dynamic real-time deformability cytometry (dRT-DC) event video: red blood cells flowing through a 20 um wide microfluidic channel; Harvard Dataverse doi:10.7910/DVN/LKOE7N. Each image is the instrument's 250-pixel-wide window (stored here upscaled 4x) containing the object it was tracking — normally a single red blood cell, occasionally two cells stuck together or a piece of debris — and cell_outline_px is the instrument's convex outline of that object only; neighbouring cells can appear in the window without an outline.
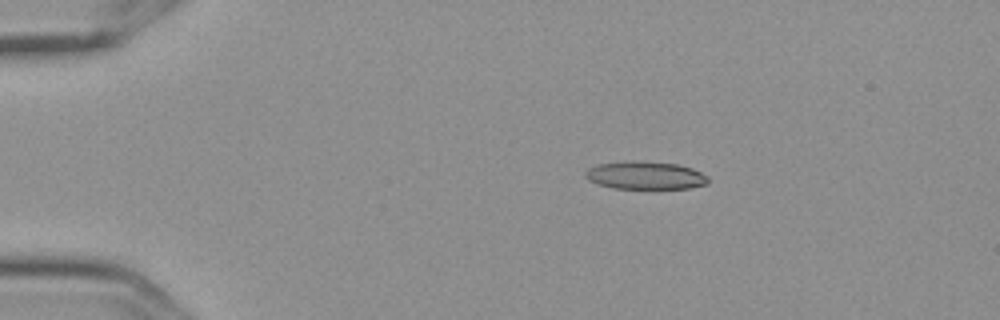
{"species": "Egyptian fruit bat (a non-hibernating species)", "species_latin": "Rousettus aegyptiacus", "temperature_condition": "cold", "stored_images_in_passage": 5, "camera_frame_rate_fps": 3000, "um_per_image_px": 0.085, "frame": {"image": 1, "passage_image": 3, "time_ms": 0.667, "image_size_px": [1000, 320], "cell_outline_px": [[708, 184], [688, 188], [612, 188], [588, 180], [584, 176], [584, 172], [588, 168], [596, 164], [632, 160], [680, 164], [692, 168], [708, 176]], "centroid_in_image_um": [54.84, 14.89], "position_along_channel_um": 30.2, "area_um2": 20.06}}